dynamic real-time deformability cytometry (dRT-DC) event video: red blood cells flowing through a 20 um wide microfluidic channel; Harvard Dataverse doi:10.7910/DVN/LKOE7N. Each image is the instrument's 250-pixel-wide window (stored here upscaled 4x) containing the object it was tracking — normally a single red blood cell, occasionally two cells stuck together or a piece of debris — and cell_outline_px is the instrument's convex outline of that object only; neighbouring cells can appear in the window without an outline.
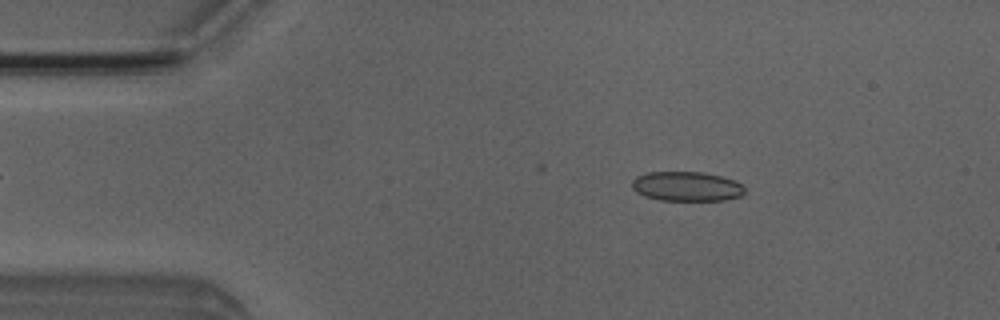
{"species": "Egyptian fruit bat (a non-hibernating species)", "species_latin": "Rousettus aegyptiacus", "temperature_condition": "room temperature", "stored_images_in_passage": 7, "camera_frame_rate_fps": 3000, "um_per_image_px": 0.085, "animal": {"sex": "male"}, "frame": {"image": 1, "passage_image": 2, "time_ms": 1.0, "image_size_px": [1000, 320], "cell_outline_px": [[744, 192], [740, 196], [724, 200], [660, 200], [644, 196], [636, 192], [632, 188], [632, 180], [636, 176], [648, 172], [704, 172], [736, 180], [744, 184]], "centroid_in_image_um": [58.37, 15.83], "position_along_channel_um": 26.6, "area_um2": 19.54}}
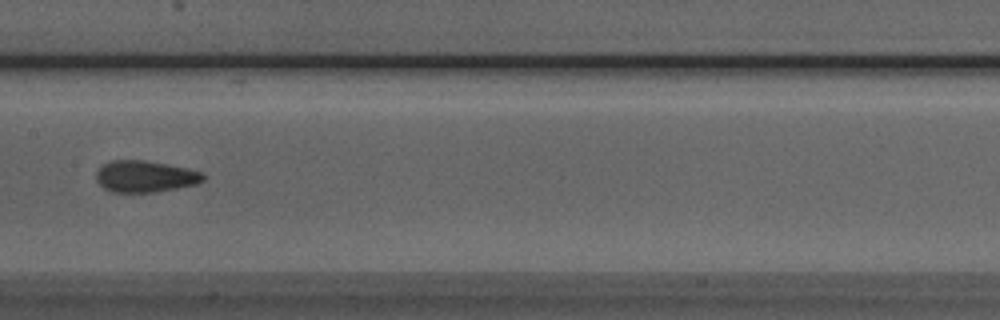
{"frame": {"image": 2, "passage_image": 7, "time_ms": 6.667, "image_size_px": [1000, 320], "cell_outline_px": [[204, 180], [196, 184], [156, 192], [112, 192], [104, 188], [96, 180], [96, 172], [104, 164], [112, 160], [144, 160], [168, 164], [188, 168], [200, 172], [204, 176]], "centroid_in_image_um": [12.32, 14.99], "position_along_channel_um": 195.1, "area_um2": 19.59}}